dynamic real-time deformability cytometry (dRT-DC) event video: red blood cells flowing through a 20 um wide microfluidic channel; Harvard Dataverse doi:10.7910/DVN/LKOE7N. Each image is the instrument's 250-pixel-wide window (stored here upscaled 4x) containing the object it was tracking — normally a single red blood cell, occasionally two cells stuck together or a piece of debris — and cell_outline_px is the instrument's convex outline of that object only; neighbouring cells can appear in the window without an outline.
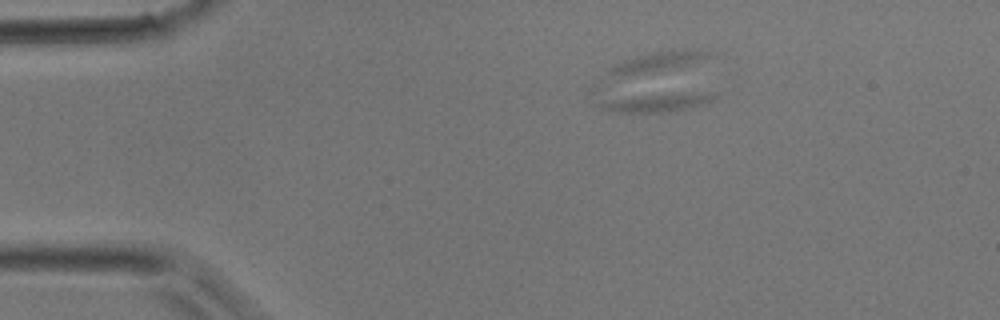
{"species": "common noctule bat (a hibernating species)", "species_latin": "Nyctalus noctula", "temperature_condition": "room temperature", "stored_images_in_passage": 38, "camera_frame_rate_fps": 3000, "um_per_image_px": 0.085, "animal": {"sex": "male", "body_mass_g": 17.9}, "frame": {"image": 1, "passage_image": 1, "time_ms": 0.0, "image_size_px": [1000, 320], "cell_outline_px": [[720, 96], [708, 104], [688, 108], [660, 112], [616, 112], [600, 108], [596, 104], [588, 92], [588, 88], [592, 84], [708, 92]], "centroid_in_image_um": [54.96, 8.39], "position_along_channel_um": 30.0, "area_um2": 18.9}}